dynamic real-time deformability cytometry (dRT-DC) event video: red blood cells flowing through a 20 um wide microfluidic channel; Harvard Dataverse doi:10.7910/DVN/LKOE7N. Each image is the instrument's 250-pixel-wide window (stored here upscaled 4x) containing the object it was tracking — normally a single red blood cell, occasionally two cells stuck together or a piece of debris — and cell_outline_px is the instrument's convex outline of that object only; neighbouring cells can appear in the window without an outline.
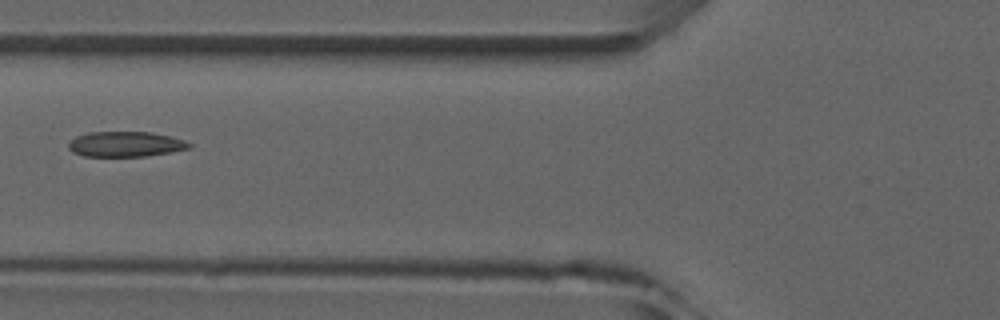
{"species": "common noctule bat (a hibernating species)", "species_latin": "Nyctalus noctula", "temperature_condition": "room temperature", "stored_images_in_passage": 4, "camera_frame_rate_fps": 3000, "um_per_image_px": 0.085, "animal": {"sex": "male", "forearm_length_mm": 52.5}, "frame": {"image": 1, "passage_image": 3, "time_ms": 2.333, "image_size_px": [1000, 320], "cell_outline_px": [[192, 148], [172, 152], [144, 156], [84, 156], [72, 152], [68, 148], [68, 144], [76, 136], [88, 132], [152, 132], [172, 136], [184, 140], [192, 144]], "centroid_in_image_um": [10.7, 12.25], "position_along_channel_um": 115.1, "area_um2": 17.86}}
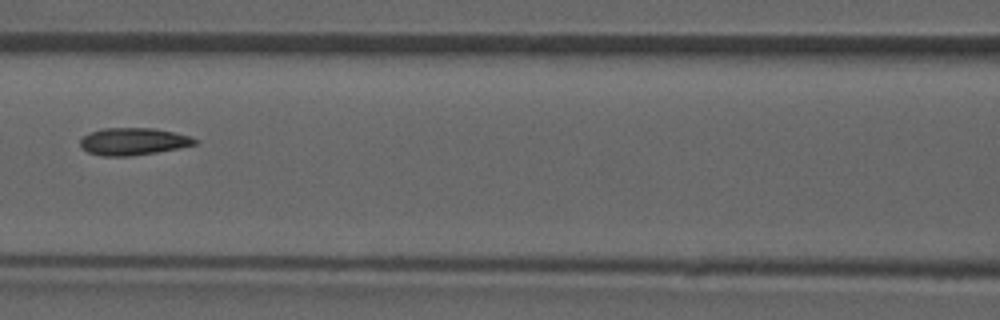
{"frame": {"image": 2, "passage_image": 4, "time_ms": 3.333, "image_size_px": [1000, 320], "cell_outline_px": [[200, 140], [196, 144], [156, 152], [132, 156], [104, 156], [88, 152], [80, 144], [80, 140], [84, 136], [92, 132], [104, 128], [156, 128], [188, 136]], "centroid_in_image_um": [11.33, 12.02], "position_along_channel_um": 155.3, "area_um2": 17.92}}